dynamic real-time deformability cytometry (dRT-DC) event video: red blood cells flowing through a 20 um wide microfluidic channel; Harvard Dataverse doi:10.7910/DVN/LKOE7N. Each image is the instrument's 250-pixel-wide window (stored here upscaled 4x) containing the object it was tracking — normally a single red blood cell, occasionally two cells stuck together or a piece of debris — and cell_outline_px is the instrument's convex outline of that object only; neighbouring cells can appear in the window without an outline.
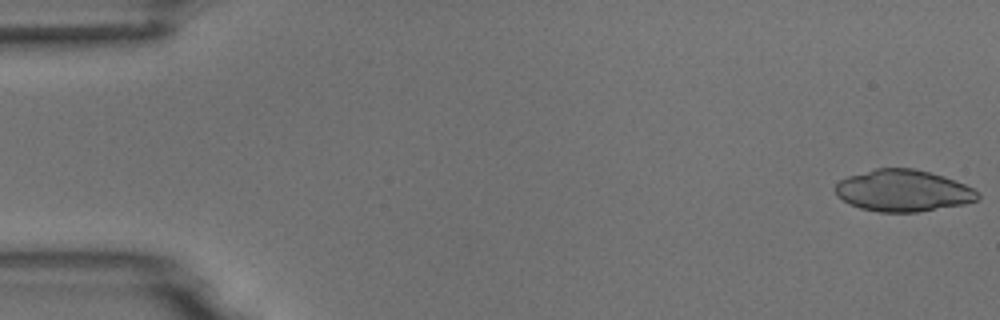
{"species": "common noctule bat (a hibernating species)", "species_latin": "Nyctalus noctula", "temperature_condition": "room temperature", "stored_images_in_passage": 5, "camera_frame_rate_fps": 3000, "um_per_image_px": 0.085, "animal": {"sex": "male", "body_mass_g": 18.8}, "frame": {"image": 1, "passage_image": 1, "time_ms": 0.0, "image_size_px": [1000, 320], "cell_outline_px": [[980, 196], [976, 200], [964, 204], [916, 212], [880, 212], [860, 208], [848, 204], [836, 196], [836, 184], [840, 180], [848, 176], [876, 168], [912, 168], [944, 176], [964, 184], [980, 192]], "centroid_in_image_um": [76.75, 16.21], "position_along_channel_um": 8.3, "area_um2": 34.51}}